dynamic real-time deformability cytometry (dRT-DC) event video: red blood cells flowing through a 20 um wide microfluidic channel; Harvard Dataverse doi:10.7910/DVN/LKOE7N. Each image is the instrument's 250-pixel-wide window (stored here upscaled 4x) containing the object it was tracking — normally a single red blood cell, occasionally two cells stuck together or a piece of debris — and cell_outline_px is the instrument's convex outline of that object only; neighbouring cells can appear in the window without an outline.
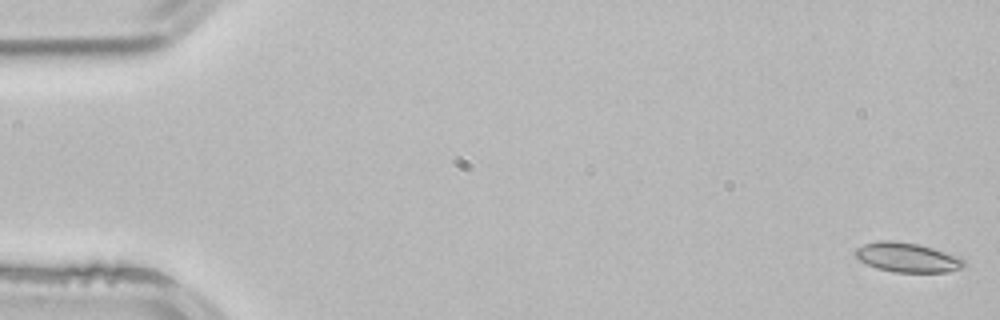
{"species": "common noctule bat (a hibernating species)", "species_latin": "Nyctalus noctula", "temperature_condition": "room temperature", "stored_images_in_passage": 53, "camera_frame_rate_fps": 3000, "um_per_image_px": 0.085, "animal": {"sex": "male", "body_mass_g": 21.5, "forearm_length_mm": 52.0}, "frame": {"image": 1, "passage_image": 1, "time_ms": 0.0, "image_size_px": [1000, 320], "cell_outline_px": [[968, 268], [948, 272], [892, 272], [876, 268], [860, 260], [852, 252], [856, 248], [864, 244], [876, 240], [892, 240], [916, 244], [932, 248], [960, 256], [968, 264]], "centroid_in_image_um": [77.17, 21.89], "position_along_channel_um": 7.8, "area_um2": 19.02}}
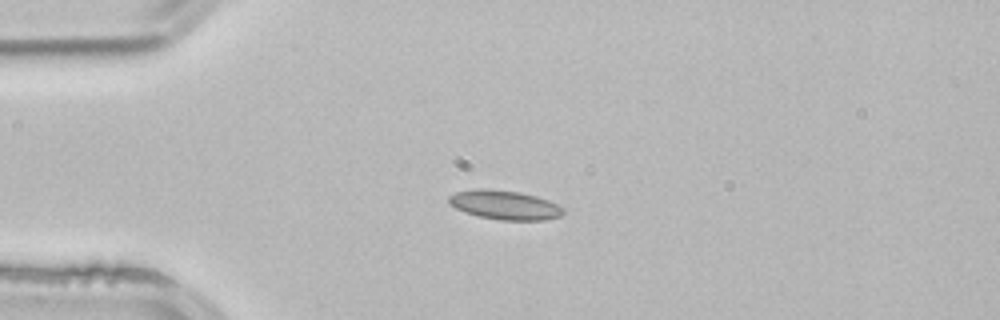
{"frame": {"image": 2, "passage_image": 13, "time_ms": 4.0, "image_size_px": [1000, 320], "cell_outline_px": [[564, 212], [560, 216], [544, 220], [500, 220], [480, 216], [464, 212], [448, 204], [448, 196], [456, 192], [476, 188], [488, 188], [520, 192], [536, 196], [548, 200], [564, 208]], "centroid_in_image_um": [42.87, 17.41], "position_along_channel_um": 42.1, "area_um2": 19.54}}
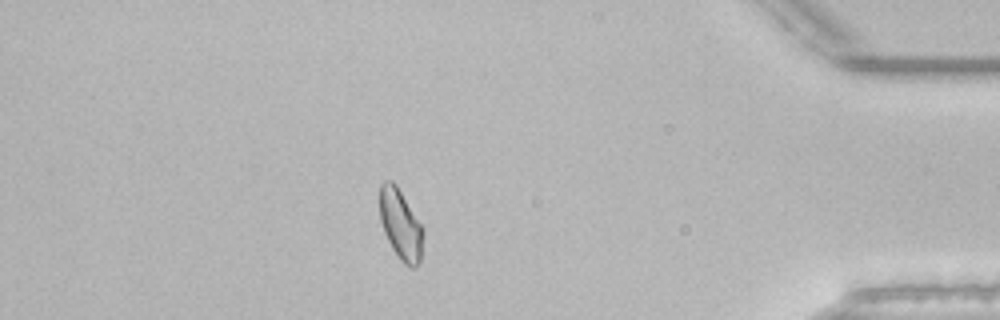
{"frame": {"image": 3, "passage_image": 46, "time_ms": 15.0, "image_size_px": [1000, 320], "cell_outline_px": [[424, 236], [420, 264], [416, 268], [408, 268], [400, 260], [392, 248], [384, 232], [380, 220], [380, 184], [384, 180], [392, 180], [396, 184], [424, 228]], "centroid_in_image_um": [34.08, 19.12], "position_along_channel_um": 401.1, "area_um2": 18.15}, "authors_computed_cell_mechanics": {"area_um2": 17.8602, "velocity_mm_per_s": 3.8639, "shape_relaxation_time_tau1_ms": null, "shape_relaxation_time_tau2_ms": 1.8257, "deformation_change_tau1": null, "deformation_change_tau2": 0.0653}}